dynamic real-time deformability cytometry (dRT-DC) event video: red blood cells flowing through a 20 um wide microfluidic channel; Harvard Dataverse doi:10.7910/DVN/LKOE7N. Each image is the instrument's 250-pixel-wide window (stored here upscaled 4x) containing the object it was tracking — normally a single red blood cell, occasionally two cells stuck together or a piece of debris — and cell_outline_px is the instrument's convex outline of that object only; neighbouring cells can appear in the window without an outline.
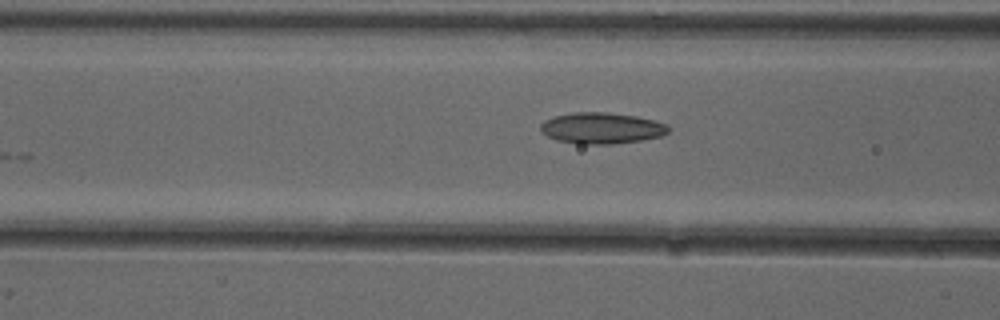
{"species": "common noctule bat (a hibernating species)", "species_latin": "Nyctalus noctula", "temperature_condition": "cold", "stored_images_in_passage": 18, "camera_frame_rate_fps": 3000, "um_per_image_px": 0.085, "animal": {"sex": "female"}, "frame": {"image": 1, "passage_image": 13, "time_ms": 4.0, "image_size_px": [1000, 320], "cell_outline_px": [[668, 132], [660, 136], [640, 140], [612, 144], [580, 144], [556, 140], [548, 136], [540, 128], [540, 124], [544, 120], [556, 116], [572, 112], [608, 112], [636, 116], [668, 124]], "centroid_in_image_um": [51.12, 10.88], "position_along_channel_um": 115.5, "area_um2": 23.06}}